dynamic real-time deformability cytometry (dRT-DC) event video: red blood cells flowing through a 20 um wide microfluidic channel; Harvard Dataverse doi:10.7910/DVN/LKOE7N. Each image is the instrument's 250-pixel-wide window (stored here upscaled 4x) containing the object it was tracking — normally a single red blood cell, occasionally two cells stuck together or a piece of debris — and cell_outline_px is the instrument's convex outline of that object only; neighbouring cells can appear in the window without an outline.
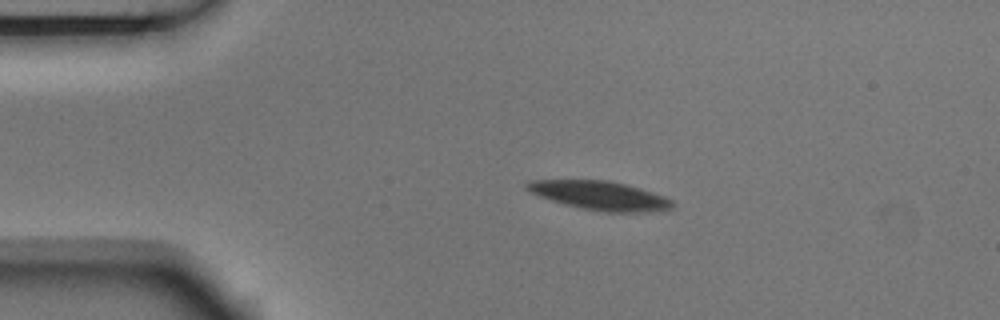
{"species": "Egyptian fruit bat (a non-hibernating species)", "species_latin": "Rousettus aegyptiacus", "temperature_condition": "room temperature", "stored_images_in_passage": 9, "camera_frame_rate_fps": 3000, "um_per_image_px": 0.085, "animal": {"sex": "male"}, "frame": {"image": 1, "passage_image": 2, "time_ms": 0.333, "image_size_px": [1000, 320], "cell_outline_px": [[676, 204], [672, 208], [664, 212], [604, 212], [580, 208], [564, 204], [528, 192], [524, 188], [524, 184], [532, 180], [604, 180], [624, 184], [652, 192], [664, 196], [672, 200]], "centroid_in_image_um": [51.02, 16.64], "position_along_channel_um": 34.0, "area_um2": 24.62}}
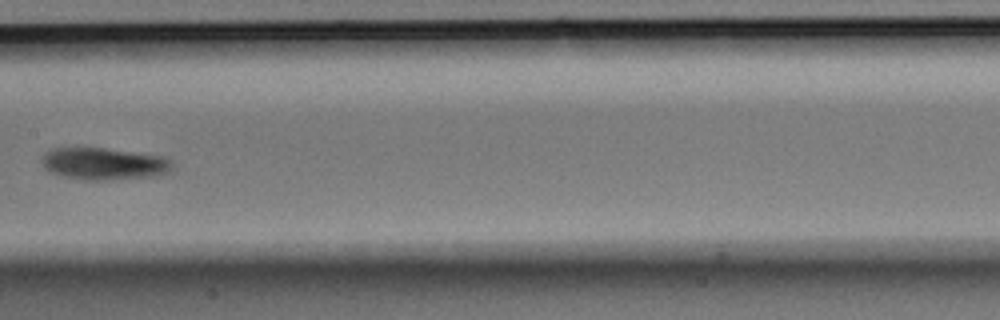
{"frame": {"image": 2, "passage_image": 6, "time_ms": 1.667, "image_size_px": [1000, 320], "cell_outline_px": [[176, 168], [172, 172], [156, 176], [104, 180], [84, 180], [64, 176], [52, 172], [44, 168], [44, 152], [52, 148], [104, 148], [168, 156], [172, 160]], "centroid_in_image_um": [8.97, 13.92], "position_along_channel_um": 198.4, "area_um2": 24.68}}
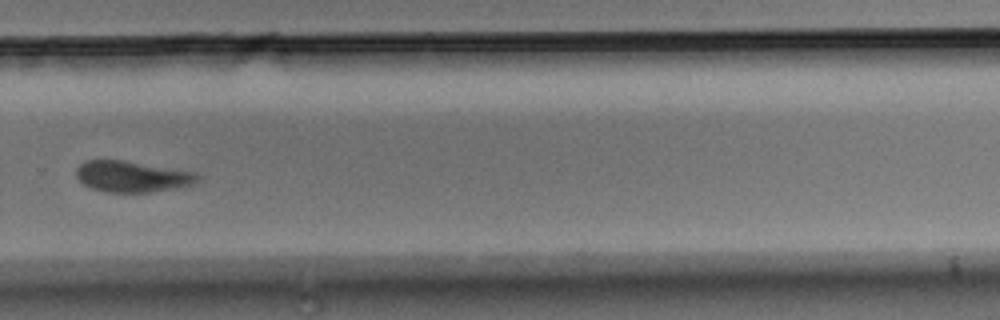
{"frame": {"image": 3, "passage_image": 9, "time_ms": 2.667, "image_size_px": [1000, 320], "cell_outline_px": [[200, 180], [192, 184], [172, 188], [148, 192], [104, 192], [92, 188], [84, 184], [76, 176], [76, 168], [84, 160], [124, 160], [196, 172], [200, 176]], "centroid_in_image_um": [11.21, 14.99], "position_along_channel_um": 318.6, "area_um2": 21.91}}